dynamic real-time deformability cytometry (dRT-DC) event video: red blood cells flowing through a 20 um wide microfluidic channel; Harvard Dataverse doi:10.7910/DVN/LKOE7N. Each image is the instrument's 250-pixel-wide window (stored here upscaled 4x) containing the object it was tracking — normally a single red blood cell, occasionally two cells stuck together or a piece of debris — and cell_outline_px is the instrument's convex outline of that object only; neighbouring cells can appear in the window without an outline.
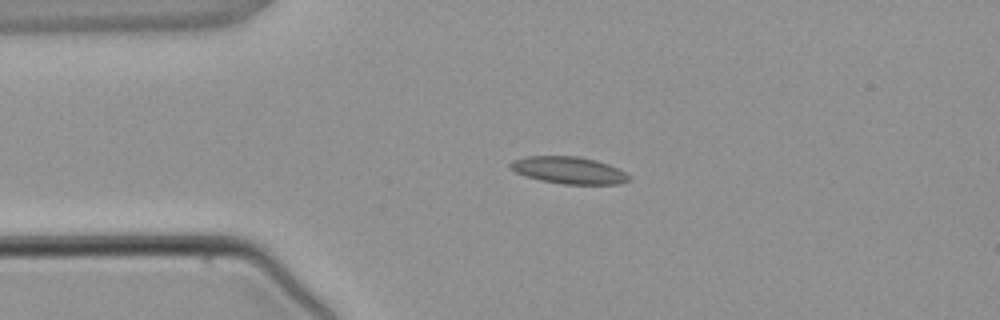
{"species": "common noctule bat (a hibernating species)", "species_latin": "Nyctalus noctula", "temperature_condition": "warm", "stored_images_in_passage": 2, "camera_frame_rate_fps": 3000, "um_per_image_px": 0.085, "animal": {"sex": "male", "body_mass_g": 21.5, "forearm_length_mm": 52.0}, "frame": {"image": 1, "passage_image": 2, "time_ms": 1.333, "image_size_px": [1000, 320], "cell_outline_px": [[632, 180], [620, 184], [564, 184], [540, 180], [524, 176], [508, 168], [508, 164], [512, 160], [524, 156], [576, 156], [596, 160], [608, 164], [632, 176]], "centroid_in_image_um": [48.33, 14.47], "position_along_channel_um": 36.7, "area_um2": 18.9}}